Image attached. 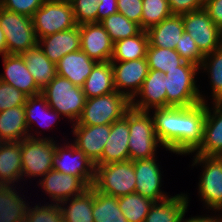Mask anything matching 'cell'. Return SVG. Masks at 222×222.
<instances>
[{
	"mask_svg": "<svg viewBox=\"0 0 222 222\" xmlns=\"http://www.w3.org/2000/svg\"><path fill=\"white\" fill-rule=\"evenodd\" d=\"M154 130L166 151L187 155L202 144L206 103L190 107H166L154 110Z\"/></svg>",
	"mask_w": 222,
	"mask_h": 222,
	"instance_id": "cell-1",
	"label": "cell"
},
{
	"mask_svg": "<svg viewBox=\"0 0 222 222\" xmlns=\"http://www.w3.org/2000/svg\"><path fill=\"white\" fill-rule=\"evenodd\" d=\"M199 70V66L185 61L165 73L166 107H190L207 102L196 85L195 76Z\"/></svg>",
	"mask_w": 222,
	"mask_h": 222,
	"instance_id": "cell-2",
	"label": "cell"
},
{
	"mask_svg": "<svg viewBox=\"0 0 222 222\" xmlns=\"http://www.w3.org/2000/svg\"><path fill=\"white\" fill-rule=\"evenodd\" d=\"M41 94L53 110L70 119V122L73 121V124L81 116L87 99L82 87L75 86L69 79L58 74Z\"/></svg>",
	"mask_w": 222,
	"mask_h": 222,
	"instance_id": "cell-3",
	"label": "cell"
},
{
	"mask_svg": "<svg viewBox=\"0 0 222 222\" xmlns=\"http://www.w3.org/2000/svg\"><path fill=\"white\" fill-rule=\"evenodd\" d=\"M150 115L149 111H139L132 107L128 109L129 160L155 158L156 148L162 146Z\"/></svg>",
	"mask_w": 222,
	"mask_h": 222,
	"instance_id": "cell-4",
	"label": "cell"
},
{
	"mask_svg": "<svg viewBox=\"0 0 222 222\" xmlns=\"http://www.w3.org/2000/svg\"><path fill=\"white\" fill-rule=\"evenodd\" d=\"M95 166L93 187L97 191L117 198L135 193L134 161L95 164Z\"/></svg>",
	"mask_w": 222,
	"mask_h": 222,
	"instance_id": "cell-5",
	"label": "cell"
},
{
	"mask_svg": "<svg viewBox=\"0 0 222 222\" xmlns=\"http://www.w3.org/2000/svg\"><path fill=\"white\" fill-rule=\"evenodd\" d=\"M130 101L118 91L86 99L78 125H109L121 119L130 108Z\"/></svg>",
	"mask_w": 222,
	"mask_h": 222,
	"instance_id": "cell-6",
	"label": "cell"
},
{
	"mask_svg": "<svg viewBox=\"0 0 222 222\" xmlns=\"http://www.w3.org/2000/svg\"><path fill=\"white\" fill-rule=\"evenodd\" d=\"M32 22L37 39L77 26L69 0H45Z\"/></svg>",
	"mask_w": 222,
	"mask_h": 222,
	"instance_id": "cell-7",
	"label": "cell"
},
{
	"mask_svg": "<svg viewBox=\"0 0 222 222\" xmlns=\"http://www.w3.org/2000/svg\"><path fill=\"white\" fill-rule=\"evenodd\" d=\"M0 26L6 37L7 54H22L38 45L32 17L0 7Z\"/></svg>",
	"mask_w": 222,
	"mask_h": 222,
	"instance_id": "cell-8",
	"label": "cell"
},
{
	"mask_svg": "<svg viewBox=\"0 0 222 222\" xmlns=\"http://www.w3.org/2000/svg\"><path fill=\"white\" fill-rule=\"evenodd\" d=\"M53 138H25L21 141L22 176L41 178L53 169L56 143Z\"/></svg>",
	"mask_w": 222,
	"mask_h": 222,
	"instance_id": "cell-9",
	"label": "cell"
},
{
	"mask_svg": "<svg viewBox=\"0 0 222 222\" xmlns=\"http://www.w3.org/2000/svg\"><path fill=\"white\" fill-rule=\"evenodd\" d=\"M203 165L198 190L205 206L213 211H222V158L220 156L193 157L194 165Z\"/></svg>",
	"mask_w": 222,
	"mask_h": 222,
	"instance_id": "cell-10",
	"label": "cell"
},
{
	"mask_svg": "<svg viewBox=\"0 0 222 222\" xmlns=\"http://www.w3.org/2000/svg\"><path fill=\"white\" fill-rule=\"evenodd\" d=\"M184 31L191 35L205 56L222 46V30L215 25L204 9L182 15Z\"/></svg>",
	"mask_w": 222,
	"mask_h": 222,
	"instance_id": "cell-11",
	"label": "cell"
},
{
	"mask_svg": "<svg viewBox=\"0 0 222 222\" xmlns=\"http://www.w3.org/2000/svg\"><path fill=\"white\" fill-rule=\"evenodd\" d=\"M53 169L80 177L89 187L93 186L95 181V163L72 143H66L64 147L56 144Z\"/></svg>",
	"mask_w": 222,
	"mask_h": 222,
	"instance_id": "cell-12",
	"label": "cell"
},
{
	"mask_svg": "<svg viewBox=\"0 0 222 222\" xmlns=\"http://www.w3.org/2000/svg\"><path fill=\"white\" fill-rule=\"evenodd\" d=\"M111 64L116 91L131 101L140 90L149 73L147 59L111 61Z\"/></svg>",
	"mask_w": 222,
	"mask_h": 222,
	"instance_id": "cell-13",
	"label": "cell"
},
{
	"mask_svg": "<svg viewBox=\"0 0 222 222\" xmlns=\"http://www.w3.org/2000/svg\"><path fill=\"white\" fill-rule=\"evenodd\" d=\"M81 50L96 62L111 61L114 43L100 23L79 25Z\"/></svg>",
	"mask_w": 222,
	"mask_h": 222,
	"instance_id": "cell-14",
	"label": "cell"
},
{
	"mask_svg": "<svg viewBox=\"0 0 222 222\" xmlns=\"http://www.w3.org/2000/svg\"><path fill=\"white\" fill-rule=\"evenodd\" d=\"M157 158H147L134 161V172L136 176L135 193L151 200L160 201L169 195L163 192L160 187L162 186V174L160 165L156 160Z\"/></svg>",
	"mask_w": 222,
	"mask_h": 222,
	"instance_id": "cell-15",
	"label": "cell"
},
{
	"mask_svg": "<svg viewBox=\"0 0 222 222\" xmlns=\"http://www.w3.org/2000/svg\"><path fill=\"white\" fill-rule=\"evenodd\" d=\"M43 177L39 181L40 186L57 204L80 195L89 188L80 177L58 172L54 169L47 172Z\"/></svg>",
	"mask_w": 222,
	"mask_h": 222,
	"instance_id": "cell-16",
	"label": "cell"
},
{
	"mask_svg": "<svg viewBox=\"0 0 222 222\" xmlns=\"http://www.w3.org/2000/svg\"><path fill=\"white\" fill-rule=\"evenodd\" d=\"M72 126L73 135L76 137L72 144L96 163L102 157L104 146L110 136L111 124L89 126L74 123Z\"/></svg>",
	"mask_w": 222,
	"mask_h": 222,
	"instance_id": "cell-17",
	"label": "cell"
},
{
	"mask_svg": "<svg viewBox=\"0 0 222 222\" xmlns=\"http://www.w3.org/2000/svg\"><path fill=\"white\" fill-rule=\"evenodd\" d=\"M165 74L158 70L149 69L140 90L130 101V106L139 111H150L153 108H166ZM140 95V96H139ZM140 97V99L136 100ZM137 97V98H136ZM136 101V102H135Z\"/></svg>",
	"mask_w": 222,
	"mask_h": 222,
	"instance_id": "cell-18",
	"label": "cell"
},
{
	"mask_svg": "<svg viewBox=\"0 0 222 222\" xmlns=\"http://www.w3.org/2000/svg\"><path fill=\"white\" fill-rule=\"evenodd\" d=\"M3 64L5 74L0 75V81L12 85L28 97L41 93L21 54L4 55Z\"/></svg>",
	"mask_w": 222,
	"mask_h": 222,
	"instance_id": "cell-19",
	"label": "cell"
},
{
	"mask_svg": "<svg viewBox=\"0 0 222 222\" xmlns=\"http://www.w3.org/2000/svg\"><path fill=\"white\" fill-rule=\"evenodd\" d=\"M128 110L125 115L111 124V131L104 146L102 157L95 164H108L129 160Z\"/></svg>",
	"mask_w": 222,
	"mask_h": 222,
	"instance_id": "cell-20",
	"label": "cell"
},
{
	"mask_svg": "<svg viewBox=\"0 0 222 222\" xmlns=\"http://www.w3.org/2000/svg\"><path fill=\"white\" fill-rule=\"evenodd\" d=\"M206 103V117L203 126V139L200 147L195 151L201 156L222 155V102L213 101V112Z\"/></svg>",
	"mask_w": 222,
	"mask_h": 222,
	"instance_id": "cell-21",
	"label": "cell"
},
{
	"mask_svg": "<svg viewBox=\"0 0 222 222\" xmlns=\"http://www.w3.org/2000/svg\"><path fill=\"white\" fill-rule=\"evenodd\" d=\"M47 58L57 64L65 55L81 49L79 25L38 39Z\"/></svg>",
	"mask_w": 222,
	"mask_h": 222,
	"instance_id": "cell-22",
	"label": "cell"
},
{
	"mask_svg": "<svg viewBox=\"0 0 222 222\" xmlns=\"http://www.w3.org/2000/svg\"><path fill=\"white\" fill-rule=\"evenodd\" d=\"M96 63L80 49L61 58L56 64V72L59 76L69 79L75 86L82 87Z\"/></svg>",
	"mask_w": 222,
	"mask_h": 222,
	"instance_id": "cell-23",
	"label": "cell"
},
{
	"mask_svg": "<svg viewBox=\"0 0 222 222\" xmlns=\"http://www.w3.org/2000/svg\"><path fill=\"white\" fill-rule=\"evenodd\" d=\"M23 178L21 141L0 142V185L15 186Z\"/></svg>",
	"mask_w": 222,
	"mask_h": 222,
	"instance_id": "cell-24",
	"label": "cell"
},
{
	"mask_svg": "<svg viewBox=\"0 0 222 222\" xmlns=\"http://www.w3.org/2000/svg\"><path fill=\"white\" fill-rule=\"evenodd\" d=\"M188 199V195L182 193L155 201L143 222H182Z\"/></svg>",
	"mask_w": 222,
	"mask_h": 222,
	"instance_id": "cell-25",
	"label": "cell"
},
{
	"mask_svg": "<svg viewBox=\"0 0 222 222\" xmlns=\"http://www.w3.org/2000/svg\"><path fill=\"white\" fill-rule=\"evenodd\" d=\"M184 32L182 15H171L147 30L149 45L175 49Z\"/></svg>",
	"mask_w": 222,
	"mask_h": 222,
	"instance_id": "cell-26",
	"label": "cell"
},
{
	"mask_svg": "<svg viewBox=\"0 0 222 222\" xmlns=\"http://www.w3.org/2000/svg\"><path fill=\"white\" fill-rule=\"evenodd\" d=\"M26 124L24 105L0 111V142L22 141L30 135Z\"/></svg>",
	"mask_w": 222,
	"mask_h": 222,
	"instance_id": "cell-27",
	"label": "cell"
},
{
	"mask_svg": "<svg viewBox=\"0 0 222 222\" xmlns=\"http://www.w3.org/2000/svg\"><path fill=\"white\" fill-rule=\"evenodd\" d=\"M21 55L37 87L42 91L57 75L56 64L47 58L39 45L24 51Z\"/></svg>",
	"mask_w": 222,
	"mask_h": 222,
	"instance_id": "cell-28",
	"label": "cell"
},
{
	"mask_svg": "<svg viewBox=\"0 0 222 222\" xmlns=\"http://www.w3.org/2000/svg\"><path fill=\"white\" fill-rule=\"evenodd\" d=\"M82 89L87 99L116 91L111 61L97 62Z\"/></svg>",
	"mask_w": 222,
	"mask_h": 222,
	"instance_id": "cell-29",
	"label": "cell"
},
{
	"mask_svg": "<svg viewBox=\"0 0 222 222\" xmlns=\"http://www.w3.org/2000/svg\"><path fill=\"white\" fill-rule=\"evenodd\" d=\"M70 203H69V202ZM69 203V205H65ZM94 203V187L91 186L82 194L59 203L63 222H94L92 215Z\"/></svg>",
	"mask_w": 222,
	"mask_h": 222,
	"instance_id": "cell-30",
	"label": "cell"
},
{
	"mask_svg": "<svg viewBox=\"0 0 222 222\" xmlns=\"http://www.w3.org/2000/svg\"><path fill=\"white\" fill-rule=\"evenodd\" d=\"M13 187L0 185V222H24L28 204Z\"/></svg>",
	"mask_w": 222,
	"mask_h": 222,
	"instance_id": "cell-31",
	"label": "cell"
},
{
	"mask_svg": "<svg viewBox=\"0 0 222 222\" xmlns=\"http://www.w3.org/2000/svg\"><path fill=\"white\" fill-rule=\"evenodd\" d=\"M149 38L147 31L114 43L111 61H130L146 58Z\"/></svg>",
	"mask_w": 222,
	"mask_h": 222,
	"instance_id": "cell-32",
	"label": "cell"
},
{
	"mask_svg": "<svg viewBox=\"0 0 222 222\" xmlns=\"http://www.w3.org/2000/svg\"><path fill=\"white\" fill-rule=\"evenodd\" d=\"M24 108L28 131H30L31 123H36L37 121L39 126L48 128L56 122V119H59L58 116H61L48 105L45 97L41 93L27 97Z\"/></svg>",
	"mask_w": 222,
	"mask_h": 222,
	"instance_id": "cell-33",
	"label": "cell"
},
{
	"mask_svg": "<svg viewBox=\"0 0 222 222\" xmlns=\"http://www.w3.org/2000/svg\"><path fill=\"white\" fill-rule=\"evenodd\" d=\"M92 215L94 222H128L118 206V198L103 194L95 188Z\"/></svg>",
	"mask_w": 222,
	"mask_h": 222,
	"instance_id": "cell-34",
	"label": "cell"
},
{
	"mask_svg": "<svg viewBox=\"0 0 222 222\" xmlns=\"http://www.w3.org/2000/svg\"><path fill=\"white\" fill-rule=\"evenodd\" d=\"M154 201L132 193L118 198V206L128 222H143Z\"/></svg>",
	"mask_w": 222,
	"mask_h": 222,
	"instance_id": "cell-35",
	"label": "cell"
},
{
	"mask_svg": "<svg viewBox=\"0 0 222 222\" xmlns=\"http://www.w3.org/2000/svg\"><path fill=\"white\" fill-rule=\"evenodd\" d=\"M146 59L149 69L158 70L165 74L176 69L185 61L175 49L153 47L148 45Z\"/></svg>",
	"mask_w": 222,
	"mask_h": 222,
	"instance_id": "cell-36",
	"label": "cell"
},
{
	"mask_svg": "<svg viewBox=\"0 0 222 222\" xmlns=\"http://www.w3.org/2000/svg\"><path fill=\"white\" fill-rule=\"evenodd\" d=\"M100 24L108 32L113 43L137 35L142 30L139 24L128 20L121 13L108 16Z\"/></svg>",
	"mask_w": 222,
	"mask_h": 222,
	"instance_id": "cell-37",
	"label": "cell"
},
{
	"mask_svg": "<svg viewBox=\"0 0 222 222\" xmlns=\"http://www.w3.org/2000/svg\"><path fill=\"white\" fill-rule=\"evenodd\" d=\"M199 69L210 74L214 102H222V46L205 55Z\"/></svg>",
	"mask_w": 222,
	"mask_h": 222,
	"instance_id": "cell-38",
	"label": "cell"
},
{
	"mask_svg": "<svg viewBox=\"0 0 222 222\" xmlns=\"http://www.w3.org/2000/svg\"><path fill=\"white\" fill-rule=\"evenodd\" d=\"M141 29L147 31L172 14L168 0H142Z\"/></svg>",
	"mask_w": 222,
	"mask_h": 222,
	"instance_id": "cell-39",
	"label": "cell"
},
{
	"mask_svg": "<svg viewBox=\"0 0 222 222\" xmlns=\"http://www.w3.org/2000/svg\"><path fill=\"white\" fill-rule=\"evenodd\" d=\"M24 222H63L61 207L54 202L34 208L28 205Z\"/></svg>",
	"mask_w": 222,
	"mask_h": 222,
	"instance_id": "cell-40",
	"label": "cell"
},
{
	"mask_svg": "<svg viewBox=\"0 0 222 222\" xmlns=\"http://www.w3.org/2000/svg\"><path fill=\"white\" fill-rule=\"evenodd\" d=\"M77 25L97 23L99 0H69Z\"/></svg>",
	"mask_w": 222,
	"mask_h": 222,
	"instance_id": "cell-41",
	"label": "cell"
},
{
	"mask_svg": "<svg viewBox=\"0 0 222 222\" xmlns=\"http://www.w3.org/2000/svg\"><path fill=\"white\" fill-rule=\"evenodd\" d=\"M175 50L184 61L193 63L199 67L201 66L204 55L198 49L191 35L186 31H184L180 37V41L177 43Z\"/></svg>",
	"mask_w": 222,
	"mask_h": 222,
	"instance_id": "cell-42",
	"label": "cell"
},
{
	"mask_svg": "<svg viewBox=\"0 0 222 222\" xmlns=\"http://www.w3.org/2000/svg\"><path fill=\"white\" fill-rule=\"evenodd\" d=\"M27 97L12 85L0 81V111L25 105Z\"/></svg>",
	"mask_w": 222,
	"mask_h": 222,
	"instance_id": "cell-43",
	"label": "cell"
},
{
	"mask_svg": "<svg viewBox=\"0 0 222 222\" xmlns=\"http://www.w3.org/2000/svg\"><path fill=\"white\" fill-rule=\"evenodd\" d=\"M45 0H3L1 8L32 17Z\"/></svg>",
	"mask_w": 222,
	"mask_h": 222,
	"instance_id": "cell-44",
	"label": "cell"
},
{
	"mask_svg": "<svg viewBox=\"0 0 222 222\" xmlns=\"http://www.w3.org/2000/svg\"><path fill=\"white\" fill-rule=\"evenodd\" d=\"M142 0H117L118 13L123 14L128 20L134 21L141 27Z\"/></svg>",
	"mask_w": 222,
	"mask_h": 222,
	"instance_id": "cell-45",
	"label": "cell"
},
{
	"mask_svg": "<svg viewBox=\"0 0 222 222\" xmlns=\"http://www.w3.org/2000/svg\"><path fill=\"white\" fill-rule=\"evenodd\" d=\"M173 15H183L204 8L205 0H168Z\"/></svg>",
	"mask_w": 222,
	"mask_h": 222,
	"instance_id": "cell-46",
	"label": "cell"
},
{
	"mask_svg": "<svg viewBox=\"0 0 222 222\" xmlns=\"http://www.w3.org/2000/svg\"><path fill=\"white\" fill-rule=\"evenodd\" d=\"M203 9L212 22L222 30V0H205Z\"/></svg>",
	"mask_w": 222,
	"mask_h": 222,
	"instance_id": "cell-47",
	"label": "cell"
},
{
	"mask_svg": "<svg viewBox=\"0 0 222 222\" xmlns=\"http://www.w3.org/2000/svg\"><path fill=\"white\" fill-rule=\"evenodd\" d=\"M118 13L117 0H99L97 10V23L112 14Z\"/></svg>",
	"mask_w": 222,
	"mask_h": 222,
	"instance_id": "cell-48",
	"label": "cell"
},
{
	"mask_svg": "<svg viewBox=\"0 0 222 222\" xmlns=\"http://www.w3.org/2000/svg\"><path fill=\"white\" fill-rule=\"evenodd\" d=\"M182 222H222V217H220L219 215L217 216H195V217H191L188 219H183Z\"/></svg>",
	"mask_w": 222,
	"mask_h": 222,
	"instance_id": "cell-49",
	"label": "cell"
},
{
	"mask_svg": "<svg viewBox=\"0 0 222 222\" xmlns=\"http://www.w3.org/2000/svg\"><path fill=\"white\" fill-rule=\"evenodd\" d=\"M6 54H7L6 37L0 26V55L4 56Z\"/></svg>",
	"mask_w": 222,
	"mask_h": 222,
	"instance_id": "cell-50",
	"label": "cell"
}]
</instances>
